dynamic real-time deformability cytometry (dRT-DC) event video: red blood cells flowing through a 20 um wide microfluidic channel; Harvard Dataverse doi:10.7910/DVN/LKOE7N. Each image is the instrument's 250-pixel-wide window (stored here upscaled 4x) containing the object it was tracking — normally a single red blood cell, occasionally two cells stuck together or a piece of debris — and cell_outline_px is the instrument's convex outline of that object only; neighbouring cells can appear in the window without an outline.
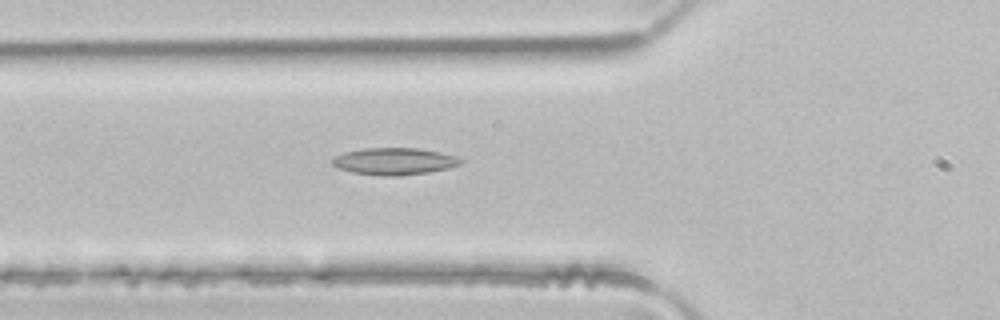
{"species": "common noctule bat (a hibernating species)", "species_latin": "Nyctalus noctula", "temperature_condition": "room temperature", "stored_images_in_passage": 22, "camera_frame_rate_fps": 3000, "um_per_image_px": 0.085, "animal": {"sex": "male", "body_mass_g": 21.5, "forearm_length_mm": 52.0}, "frame": {"image": 1, "passage_image": 1, "time_ms": 0.0, "image_size_px": [1000, 320], "cell_outline_px": [[440, 156], [436, 168], [416, 172], [360, 172], [348, 168], [356, 152], [392, 148], [400, 148], [428, 152]], "centroid_in_image_um": [33.47, 13.67], "position_along_channel_um": 92.3, "area_um2": 13.06}}
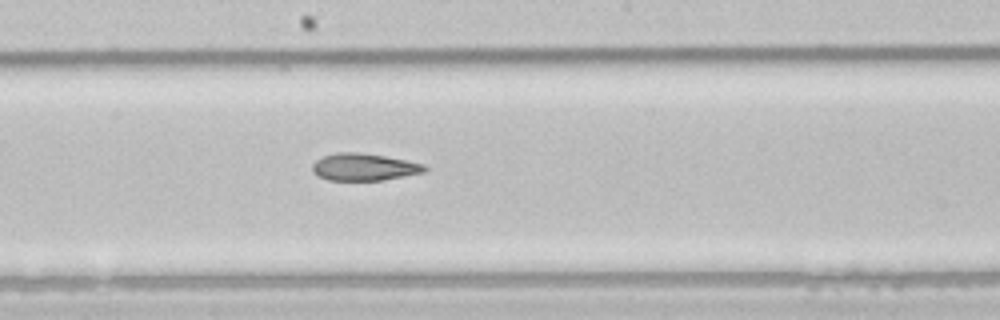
{"frame": {"image": 2, "passage_image": 10, "time_ms": 3.0, "image_size_px": [1000, 320], "cell_outline_px": [[424, 168], [412, 172], [376, 180], [336, 180], [324, 176], [316, 172], [316, 164], [328, 156], [376, 156], [416, 164]], "centroid_in_image_um": [30.86, 14.26], "position_along_channel_um": 217.3, "area_um2": 14.22}}
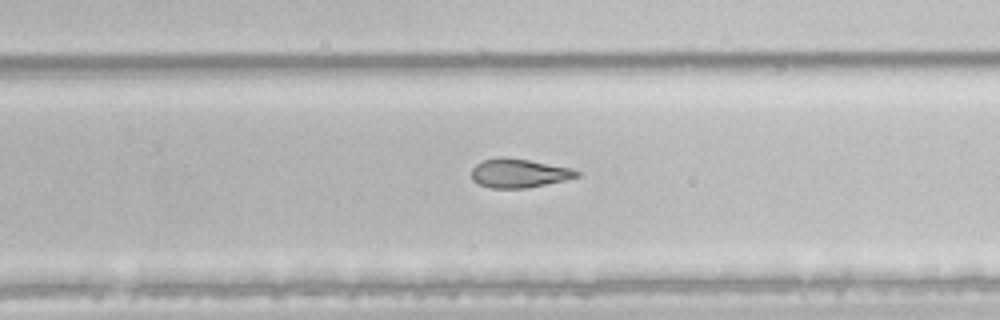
{"frame": {"image": 3, "passage_image": 15, "time_ms": 4.667, "image_size_px": [1000, 320], "cell_outline_px": [[576, 172], [572, 176], [556, 180], [536, 184], [484, 184], [476, 180], [472, 176], [480, 164], [488, 160], [524, 160], [560, 168]], "centroid_in_image_um": [44.04, 14.67], "position_along_channel_um": 285.8, "area_um2": 13.58}}